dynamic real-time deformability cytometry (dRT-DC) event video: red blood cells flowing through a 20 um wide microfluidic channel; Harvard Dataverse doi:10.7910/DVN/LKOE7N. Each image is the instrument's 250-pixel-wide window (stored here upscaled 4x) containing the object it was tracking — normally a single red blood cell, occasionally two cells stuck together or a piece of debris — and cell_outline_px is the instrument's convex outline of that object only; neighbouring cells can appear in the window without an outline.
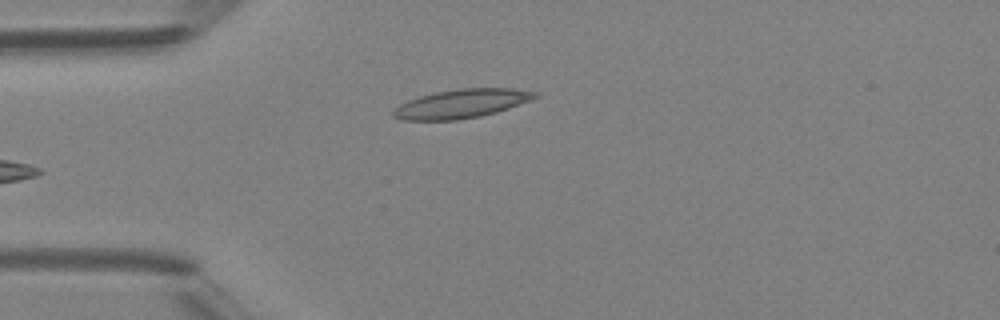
{"species": "Egyptian fruit bat (a non-hibernating species)", "species_latin": "Rousettus aegyptiacus", "temperature_condition": "room temperature", "stored_images_in_passage": 5, "camera_frame_rate_fps": 3000, "um_per_image_px": 0.085, "animal": {"sex": "female"}, "frame": {"image": 1, "passage_image": 5, "time_ms": 4.333, "image_size_px": [1000, 320], "cell_outline_px": [[540, 96], [532, 100], [496, 112], [480, 116], [456, 120], [404, 120], [392, 116], [392, 112], [400, 104], [408, 100], [420, 96], [436, 92], [460, 88], [512, 88], [540, 92]], "centroid_in_image_um": [39.28, 8.8], "position_along_channel_um": 45.7, "area_um2": 23.81}}